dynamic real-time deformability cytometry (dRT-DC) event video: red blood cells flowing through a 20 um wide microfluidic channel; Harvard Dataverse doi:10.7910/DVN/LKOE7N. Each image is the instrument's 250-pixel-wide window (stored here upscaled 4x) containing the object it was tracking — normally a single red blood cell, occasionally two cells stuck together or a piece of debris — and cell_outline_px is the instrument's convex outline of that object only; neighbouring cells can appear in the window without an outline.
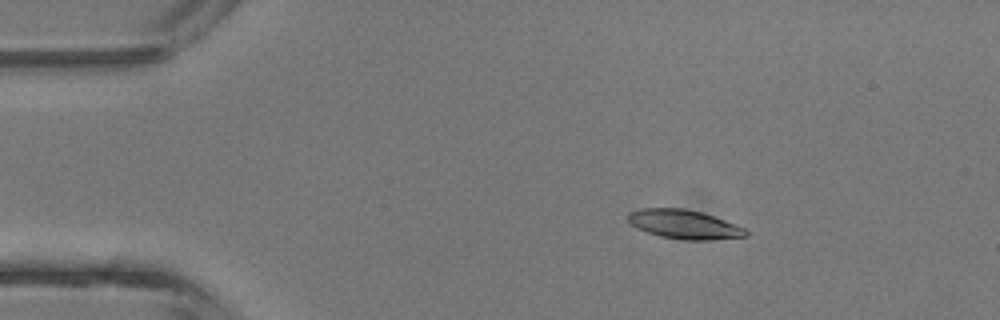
{"species": "common noctule bat (a hibernating species)", "species_latin": "Nyctalus noctula", "temperature_condition": "room temperature", "stored_images_in_passage": 6, "camera_frame_rate_fps": 3000, "um_per_image_px": 0.085, "animal": {"sex": "male", "body_mass_g": 13.3}, "frame": {"image": 1, "passage_image": 3, "time_ms": 2.333, "image_size_px": [1000, 320], "cell_outline_px": [[748, 236], [708, 240], [684, 240], [660, 236], [636, 228], [628, 220], [628, 212], [640, 208], [684, 208], [700, 212], [724, 220], [744, 228], [748, 232]], "centroid_in_image_um": [58.12, 19.07], "position_along_channel_um": 26.9, "area_um2": 19.77}}
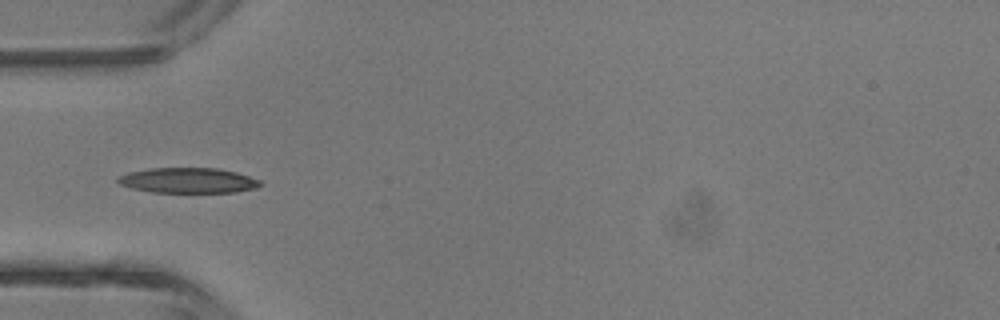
{"frame": {"image": 2, "passage_image": 5, "time_ms": 4.667, "image_size_px": [1000, 320], "cell_outline_px": [[264, 184], [256, 188], [236, 192], [152, 192], [132, 188], [120, 184], [116, 180], [120, 176], [128, 172], [152, 168], [216, 168], [236, 172], [260, 180]], "centroid_in_image_um": [16.01, 15.34], "position_along_channel_um": 69.0, "area_um2": 20.87}}
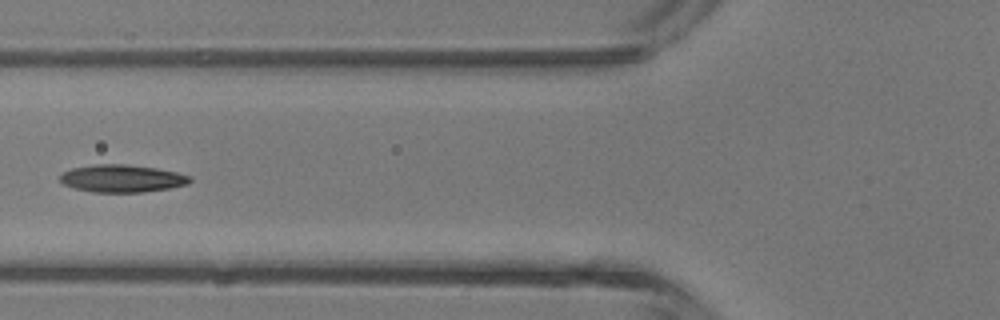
{"frame": {"image": 3, "passage_image": 6, "time_ms": 5.667, "image_size_px": [1000, 320], "cell_outline_px": [[192, 180], [188, 184], [168, 188], [144, 192], [92, 192], [76, 188], [64, 184], [60, 180], [60, 176], [64, 172], [72, 168], [96, 164], [124, 164], [156, 168], [176, 172], [192, 176]], "centroid_in_image_um": [10.4, 15.17], "position_along_channel_um": 115.4, "area_um2": 20.69}}